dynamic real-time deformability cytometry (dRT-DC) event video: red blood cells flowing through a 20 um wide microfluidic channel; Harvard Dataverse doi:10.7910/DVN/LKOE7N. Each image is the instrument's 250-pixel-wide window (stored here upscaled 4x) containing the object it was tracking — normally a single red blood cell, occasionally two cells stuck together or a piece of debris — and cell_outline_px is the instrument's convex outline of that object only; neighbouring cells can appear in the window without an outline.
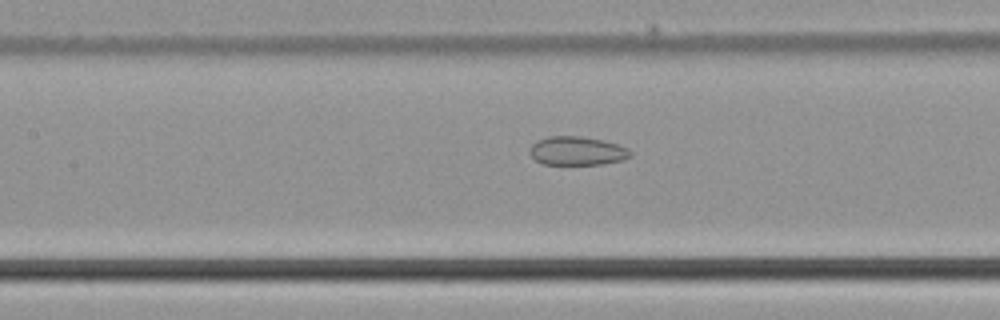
{"species": "common noctule bat (a hibernating species)", "species_latin": "Nyctalus noctula", "temperature_condition": "cold", "stored_images_in_passage": 33, "camera_frame_rate_fps": 3000, "um_per_image_px": 0.085, "animal": {"sex": "male", "body_mass_g": 21.5, "forearm_length_mm": 52.0}, "frame": {"image": 1, "passage_image": 15, "time_ms": 4.667, "image_size_px": [1000, 320], "cell_outline_px": [[632, 156], [624, 160], [604, 164], [544, 164], [536, 160], [528, 152], [532, 144], [536, 140], [548, 136], [584, 136], [604, 140], [628, 148], [632, 152]], "centroid_in_image_um": [49.07, 12.82], "position_along_channel_um": 158.3, "area_um2": 17.05}}
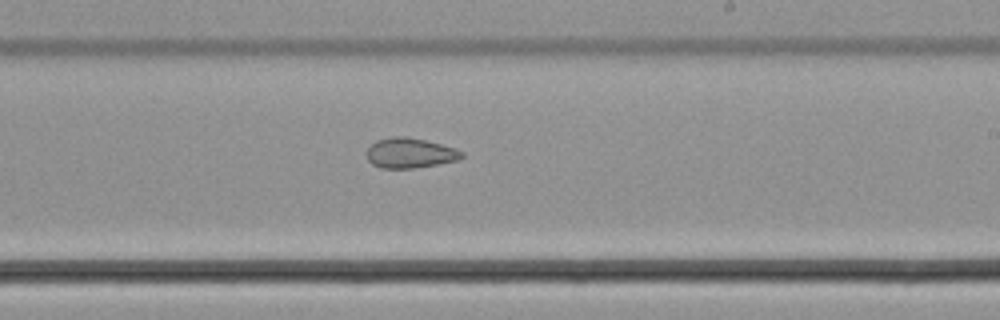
{"frame": {"image": 2, "passage_image": 22, "time_ms": 7.0, "image_size_px": [1000, 320], "cell_outline_px": [[464, 156], [456, 160], [436, 164], [412, 168], [380, 168], [372, 164], [368, 160], [364, 152], [376, 140], [392, 136], [408, 136], [456, 148], [464, 152]], "centroid_in_image_um": [34.8, 12.99], "position_along_channel_um": 254.2, "area_um2": 16.7}}
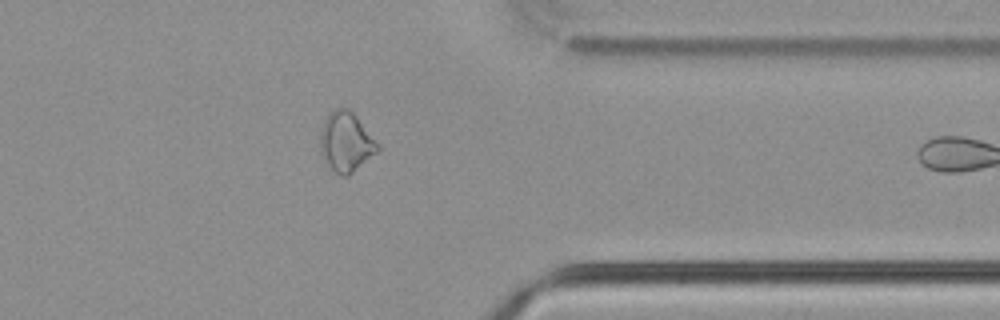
{"frame": {"image": 3, "passage_image": 32, "time_ms": 10.333, "image_size_px": [1000, 320], "cell_outline_px": [[380, 148], [376, 152], [348, 176], [340, 176], [328, 164], [320, 152], [320, 136], [324, 120], [328, 112], [332, 108], [348, 108], [356, 116], [380, 144]], "centroid_in_image_um": [29.4, 12.03], "position_along_channel_um": 382.0, "area_um2": 19.83}}